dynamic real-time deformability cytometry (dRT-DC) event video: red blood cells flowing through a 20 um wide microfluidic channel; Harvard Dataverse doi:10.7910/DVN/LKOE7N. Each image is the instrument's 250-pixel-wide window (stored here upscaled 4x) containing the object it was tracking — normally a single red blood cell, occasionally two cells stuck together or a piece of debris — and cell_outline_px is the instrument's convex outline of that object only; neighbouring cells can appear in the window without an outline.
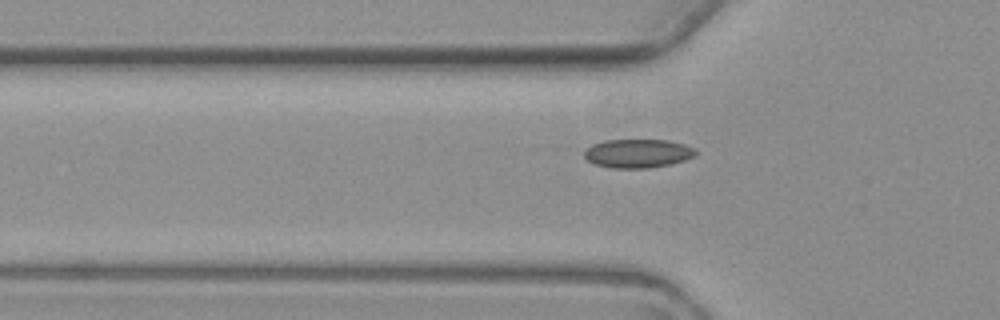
{"species": "common noctule bat (a hibernating species)", "species_latin": "Nyctalus noctula", "temperature_condition": "warm", "stored_images_in_passage": 4, "camera_frame_rate_fps": 3000, "um_per_image_px": 0.085, "animal": {"sex": "female", "body_mass_g": 19.3, "forearm_length_mm": 54.1}, "frame": {"image": 1, "passage_image": 4, "time_ms": 3.667, "image_size_px": [1000, 320], "cell_outline_px": [[696, 152], [692, 156], [684, 160], [668, 164], [648, 168], [612, 168], [596, 164], [588, 160], [584, 156], [584, 152], [592, 144], [604, 140], [668, 140], [684, 144], [696, 148]], "centroid_in_image_um": [54.2, 13.03], "position_along_channel_um": 71.6, "area_um2": 18.44}}